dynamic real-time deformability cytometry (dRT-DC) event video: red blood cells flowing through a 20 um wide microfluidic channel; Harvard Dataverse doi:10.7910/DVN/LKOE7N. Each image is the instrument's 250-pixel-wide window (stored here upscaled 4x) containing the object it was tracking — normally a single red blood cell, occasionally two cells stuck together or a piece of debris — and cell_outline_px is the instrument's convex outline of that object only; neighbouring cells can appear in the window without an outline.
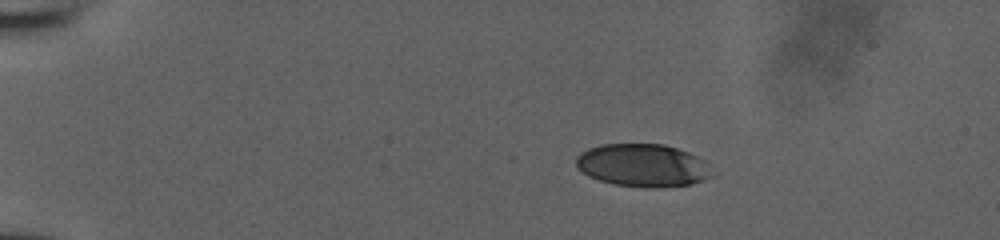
{"species": "human", "species_latin": "Homo sapiens", "temperature_condition": "room temperature", "stored_images_in_passage": 43, "camera_frame_rate_fps": 3000, "um_per_image_px": 0.085, "donor": {"sex": "male"}, "frame": {"image": 1, "passage_image": 1, "time_ms": 0.0, "image_size_px": [1000, 240], "cell_outline_px": [[716, 176], [692, 184], [660, 188], [644, 188], [612, 184], [588, 176], [576, 168], [576, 156], [580, 152], [588, 148], [600, 144], [664, 144], [688, 152], [704, 160], [716, 172]], "centroid_in_image_um": [54.67, 14.07], "position_along_channel_um": 30.3, "area_um2": 34.62}}
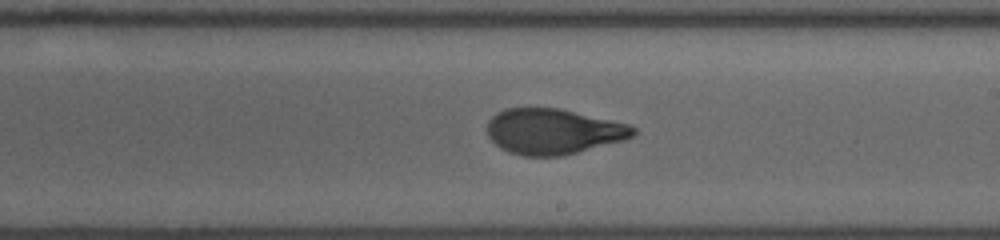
{"frame": {"image": 2, "passage_image": 23, "time_ms": 7.333, "image_size_px": [1000, 240], "cell_outline_px": [[636, 132], [632, 136], [624, 140], [564, 156], [524, 156], [508, 152], [500, 148], [488, 136], [488, 120], [496, 112], [504, 108], [560, 108], [628, 124], [636, 128]], "centroid_in_image_um": [47.01, 11.18], "position_along_channel_um": 242.0, "area_um2": 38.84}}
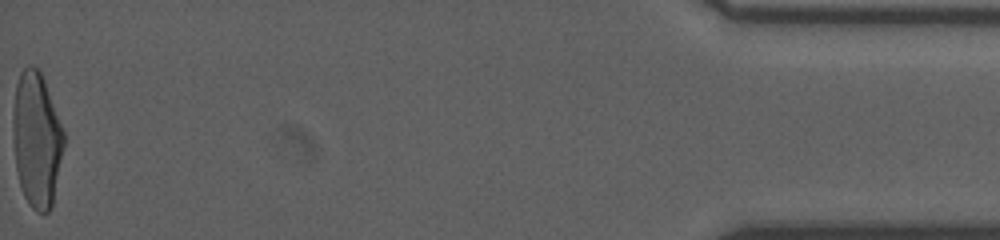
{"frame": {"image": 3, "passage_image": 43, "time_ms": 14.0, "image_size_px": [1000, 240], "cell_outline_px": [[64, 148], [52, 208], [44, 216], [36, 212], [28, 204], [24, 196], [20, 184], [16, 168], [12, 136], [12, 116], [16, 84], [20, 72], [28, 64], [32, 64], [40, 72], [44, 80], [64, 132]], "centroid_in_image_um": [3.11, 11.91], "position_along_channel_um": 432.1, "area_um2": 40.46}}